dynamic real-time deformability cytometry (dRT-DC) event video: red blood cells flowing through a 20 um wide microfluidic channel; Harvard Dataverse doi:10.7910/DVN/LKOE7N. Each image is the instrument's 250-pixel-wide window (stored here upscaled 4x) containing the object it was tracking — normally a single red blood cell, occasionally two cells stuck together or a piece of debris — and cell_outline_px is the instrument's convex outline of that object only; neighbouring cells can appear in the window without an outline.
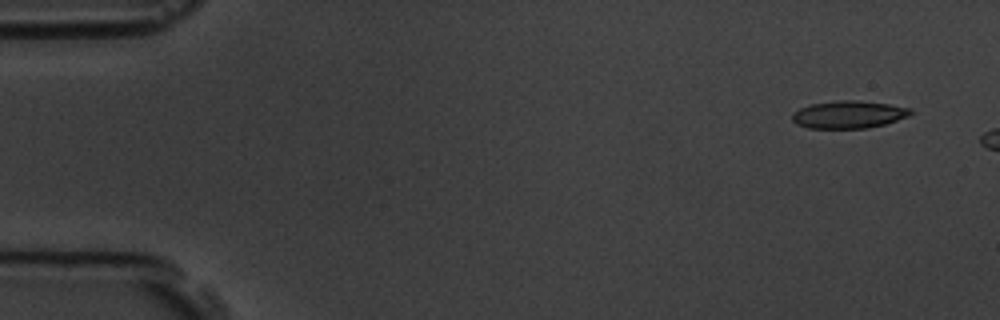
{"species": "common noctule bat (a hibernating species)", "species_latin": "Nyctalus noctula", "temperature_condition": "room temperature", "stored_images_in_passage": 5, "camera_frame_rate_fps": 3000, "um_per_image_px": 0.085, "animal": {"sex": "male", "body_mass_g": 19.5, "forearm_length_mm": 54.6}, "frame": {"image": 1, "passage_image": 1, "time_ms": 0.0, "image_size_px": [1000, 320], "cell_outline_px": [[912, 112], [908, 116], [884, 124], [868, 128], [808, 128], [796, 124], [792, 120], [792, 112], [800, 108], [812, 104], [840, 100], [860, 100], [888, 104], [912, 108]], "centroid_in_image_um": [72.12, 9.73], "position_along_channel_um": 12.9, "area_um2": 18.96}}